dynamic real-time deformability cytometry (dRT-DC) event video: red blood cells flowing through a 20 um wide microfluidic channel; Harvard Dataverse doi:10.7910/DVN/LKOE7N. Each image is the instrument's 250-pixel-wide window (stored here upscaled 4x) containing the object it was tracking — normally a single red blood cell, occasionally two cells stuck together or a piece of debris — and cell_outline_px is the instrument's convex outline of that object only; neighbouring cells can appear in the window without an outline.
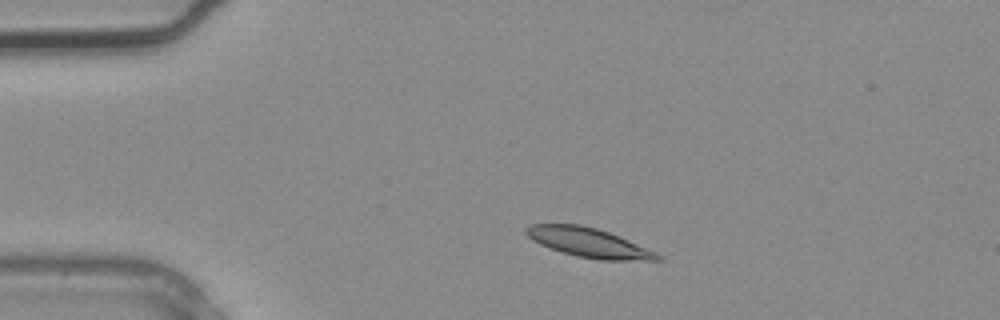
{"species": "common noctule bat (a hibernating species)", "species_latin": "Nyctalus noctula", "temperature_condition": "warm", "stored_images_in_passage": 2, "camera_frame_rate_fps": 3000, "um_per_image_px": 0.085, "animal": {"sex": "male", "body_mass_g": 20.4}, "frame": {"image": 1, "passage_image": 2, "time_ms": 0.333, "image_size_px": [1000, 320], "cell_outline_px": [[664, 260], [600, 260], [576, 256], [540, 244], [532, 240], [524, 232], [524, 228], [532, 224], [580, 224], [596, 228], [608, 232], [656, 252], [664, 256]], "centroid_in_image_um": [50.04, 20.62], "position_along_channel_um": 35.0, "area_um2": 22.2}}